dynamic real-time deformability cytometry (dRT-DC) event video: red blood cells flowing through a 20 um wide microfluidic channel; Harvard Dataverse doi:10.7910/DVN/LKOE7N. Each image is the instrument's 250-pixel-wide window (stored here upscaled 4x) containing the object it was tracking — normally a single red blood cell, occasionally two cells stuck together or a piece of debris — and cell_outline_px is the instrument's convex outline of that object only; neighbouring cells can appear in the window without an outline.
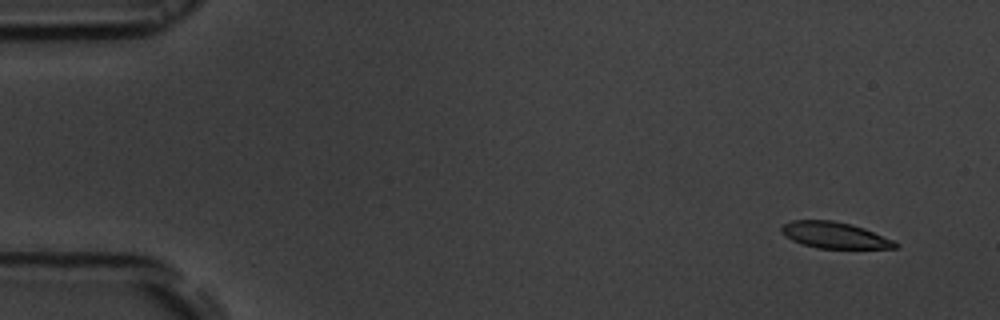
{"species": "common noctule bat (a hibernating species)", "species_latin": "Nyctalus noctula", "temperature_condition": "room temperature", "stored_images_in_passage": 14, "camera_frame_rate_fps": 3000, "um_per_image_px": 0.085, "animal": {"sex": "male", "body_mass_g": 19.5, "forearm_length_mm": 54.6}, "frame": {"image": 1, "passage_image": 1, "time_ms": 0.0, "image_size_px": [1000, 320], "cell_outline_px": [[900, 244], [896, 248], [816, 248], [800, 244], [784, 236], [780, 232], [780, 228], [784, 224], [792, 220], [832, 220], [852, 224], [864, 228], [892, 240]], "centroid_in_image_um": [70.88, 19.99], "position_along_channel_um": 14.1, "area_um2": 17.46}}
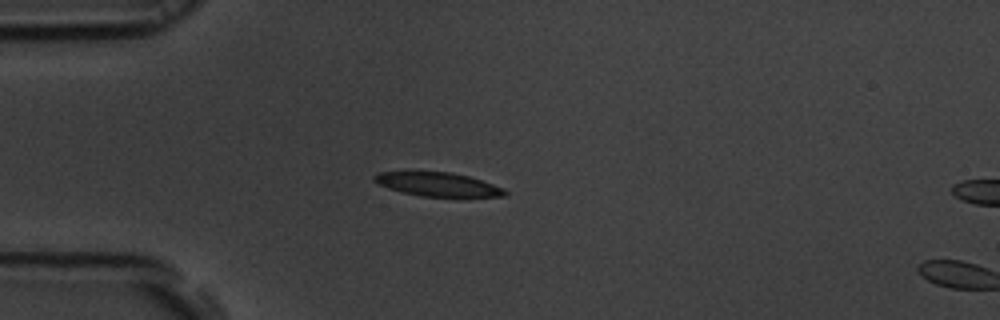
{"frame": {"image": 2, "passage_image": 12, "time_ms": 3.667, "image_size_px": [1000, 320], "cell_outline_px": [[508, 192], [504, 196], [460, 200], [420, 196], [388, 188], [372, 180], [372, 176], [380, 172], [452, 172], [468, 176], [504, 188]], "centroid_in_image_um": [37.33, 15.73], "position_along_channel_um": 47.7, "area_um2": 18.96}}